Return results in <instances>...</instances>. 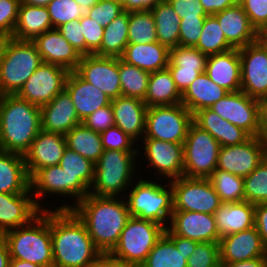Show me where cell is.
<instances>
[{"mask_svg":"<svg viewBox=\"0 0 267 267\" xmlns=\"http://www.w3.org/2000/svg\"><path fill=\"white\" fill-rule=\"evenodd\" d=\"M117 198L87 194L71 209L101 253L114 249L130 217L126 200Z\"/></svg>","mask_w":267,"mask_h":267,"instance_id":"cell-1","label":"cell"},{"mask_svg":"<svg viewBox=\"0 0 267 267\" xmlns=\"http://www.w3.org/2000/svg\"><path fill=\"white\" fill-rule=\"evenodd\" d=\"M53 267H89L101 253L72 210H51Z\"/></svg>","mask_w":267,"mask_h":267,"instance_id":"cell-2","label":"cell"},{"mask_svg":"<svg viewBox=\"0 0 267 267\" xmlns=\"http://www.w3.org/2000/svg\"><path fill=\"white\" fill-rule=\"evenodd\" d=\"M41 130L40 107L17 94L0 96V149L24 155Z\"/></svg>","mask_w":267,"mask_h":267,"instance_id":"cell-3","label":"cell"},{"mask_svg":"<svg viewBox=\"0 0 267 267\" xmlns=\"http://www.w3.org/2000/svg\"><path fill=\"white\" fill-rule=\"evenodd\" d=\"M11 259L53 267L51 210L42 211L30 223L5 232Z\"/></svg>","mask_w":267,"mask_h":267,"instance_id":"cell-4","label":"cell"},{"mask_svg":"<svg viewBox=\"0 0 267 267\" xmlns=\"http://www.w3.org/2000/svg\"><path fill=\"white\" fill-rule=\"evenodd\" d=\"M139 151L104 150L95 164L94 180L89 194L120 197L130 187L137 172ZM132 183V184H131Z\"/></svg>","mask_w":267,"mask_h":267,"instance_id":"cell-5","label":"cell"},{"mask_svg":"<svg viewBox=\"0 0 267 267\" xmlns=\"http://www.w3.org/2000/svg\"><path fill=\"white\" fill-rule=\"evenodd\" d=\"M153 181L140 178L134 186H130L132 189L126 192L128 195L122 197L126 200L130 216L151 220L166 228L174 211L173 190L169 180L166 185L162 181Z\"/></svg>","mask_w":267,"mask_h":267,"instance_id":"cell-6","label":"cell"},{"mask_svg":"<svg viewBox=\"0 0 267 267\" xmlns=\"http://www.w3.org/2000/svg\"><path fill=\"white\" fill-rule=\"evenodd\" d=\"M41 63L33 41L7 38L0 61V96L17 94Z\"/></svg>","mask_w":267,"mask_h":267,"instance_id":"cell-7","label":"cell"},{"mask_svg":"<svg viewBox=\"0 0 267 267\" xmlns=\"http://www.w3.org/2000/svg\"><path fill=\"white\" fill-rule=\"evenodd\" d=\"M165 229L163 225L154 221L130 216L110 254L125 265L140 267L165 233Z\"/></svg>","mask_w":267,"mask_h":267,"instance_id":"cell-8","label":"cell"},{"mask_svg":"<svg viewBox=\"0 0 267 267\" xmlns=\"http://www.w3.org/2000/svg\"><path fill=\"white\" fill-rule=\"evenodd\" d=\"M220 147L218 141L208 131L192 122L183 143V176L208 178L217 168Z\"/></svg>","mask_w":267,"mask_h":267,"instance_id":"cell-9","label":"cell"},{"mask_svg":"<svg viewBox=\"0 0 267 267\" xmlns=\"http://www.w3.org/2000/svg\"><path fill=\"white\" fill-rule=\"evenodd\" d=\"M192 122L193 114L182 103L147 107L143 138L183 144Z\"/></svg>","mask_w":267,"mask_h":267,"instance_id":"cell-10","label":"cell"},{"mask_svg":"<svg viewBox=\"0 0 267 267\" xmlns=\"http://www.w3.org/2000/svg\"><path fill=\"white\" fill-rule=\"evenodd\" d=\"M173 210L195 211L214 215L222 204L208 178L185 176L170 181Z\"/></svg>","mask_w":267,"mask_h":267,"instance_id":"cell-11","label":"cell"},{"mask_svg":"<svg viewBox=\"0 0 267 267\" xmlns=\"http://www.w3.org/2000/svg\"><path fill=\"white\" fill-rule=\"evenodd\" d=\"M68 74L61 66L42 62L17 95L41 107L65 89Z\"/></svg>","mask_w":267,"mask_h":267,"instance_id":"cell-12","label":"cell"},{"mask_svg":"<svg viewBox=\"0 0 267 267\" xmlns=\"http://www.w3.org/2000/svg\"><path fill=\"white\" fill-rule=\"evenodd\" d=\"M266 156L267 141L260 136L250 137L244 143L220 147L216 169L245 178Z\"/></svg>","mask_w":267,"mask_h":267,"instance_id":"cell-13","label":"cell"},{"mask_svg":"<svg viewBox=\"0 0 267 267\" xmlns=\"http://www.w3.org/2000/svg\"><path fill=\"white\" fill-rule=\"evenodd\" d=\"M241 91L252 98L267 96V46L257 40L239 48Z\"/></svg>","mask_w":267,"mask_h":267,"instance_id":"cell-14","label":"cell"},{"mask_svg":"<svg viewBox=\"0 0 267 267\" xmlns=\"http://www.w3.org/2000/svg\"><path fill=\"white\" fill-rule=\"evenodd\" d=\"M210 109L223 119L246 131L251 137L259 136L257 99L243 91L229 92Z\"/></svg>","mask_w":267,"mask_h":267,"instance_id":"cell-15","label":"cell"},{"mask_svg":"<svg viewBox=\"0 0 267 267\" xmlns=\"http://www.w3.org/2000/svg\"><path fill=\"white\" fill-rule=\"evenodd\" d=\"M75 72L103 91L111 100L121 94L119 58L83 55Z\"/></svg>","mask_w":267,"mask_h":267,"instance_id":"cell-16","label":"cell"},{"mask_svg":"<svg viewBox=\"0 0 267 267\" xmlns=\"http://www.w3.org/2000/svg\"><path fill=\"white\" fill-rule=\"evenodd\" d=\"M143 155L149 161L146 166L156 170L160 175L169 181L183 176L184 154L183 144L166 142L154 138L142 139Z\"/></svg>","mask_w":267,"mask_h":267,"instance_id":"cell-17","label":"cell"},{"mask_svg":"<svg viewBox=\"0 0 267 267\" xmlns=\"http://www.w3.org/2000/svg\"><path fill=\"white\" fill-rule=\"evenodd\" d=\"M166 228L174 235L196 242L220 241L215 217L208 213L174 210Z\"/></svg>","mask_w":267,"mask_h":267,"instance_id":"cell-18","label":"cell"},{"mask_svg":"<svg viewBox=\"0 0 267 267\" xmlns=\"http://www.w3.org/2000/svg\"><path fill=\"white\" fill-rule=\"evenodd\" d=\"M59 165L68 175L69 196L70 199L72 197L73 203L71 205H67V203L58 205L54 210H71L80 200L89 194L94 180L95 164L75 151L66 148Z\"/></svg>","mask_w":267,"mask_h":267,"instance_id":"cell-19","label":"cell"},{"mask_svg":"<svg viewBox=\"0 0 267 267\" xmlns=\"http://www.w3.org/2000/svg\"><path fill=\"white\" fill-rule=\"evenodd\" d=\"M66 148L64 135L41 129L23 155L29 177L39 169L59 165Z\"/></svg>","mask_w":267,"mask_h":267,"instance_id":"cell-20","label":"cell"},{"mask_svg":"<svg viewBox=\"0 0 267 267\" xmlns=\"http://www.w3.org/2000/svg\"><path fill=\"white\" fill-rule=\"evenodd\" d=\"M219 246L220 262H239L267 257V248L255 227L223 236L220 238Z\"/></svg>","mask_w":267,"mask_h":267,"instance_id":"cell-21","label":"cell"},{"mask_svg":"<svg viewBox=\"0 0 267 267\" xmlns=\"http://www.w3.org/2000/svg\"><path fill=\"white\" fill-rule=\"evenodd\" d=\"M41 212L32 193H0V236L30 223Z\"/></svg>","mask_w":267,"mask_h":267,"instance_id":"cell-22","label":"cell"},{"mask_svg":"<svg viewBox=\"0 0 267 267\" xmlns=\"http://www.w3.org/2000/svg\"><path fill=\"white\" fill-rule=\"evenodd\" d=\"M35 43L42 62L55 64L75 71L82 55L62 36L57 29H51L37 36Z\"/></svg>","mask_w":267,"mask_h":267,"instance_id":"cell-23","label":"cell"},{"mask_svg":"<svg viewBox=\"0 0 267 267\" xmlns=\"http://www.w3.org/2000/svg\"><path fill=\"white\" fill-rule=\"evenodd\" d=\"M40 119L41 129L61 135L67 134L72 128L82 123L65 89L48 104L40 107Z\"/></svg>","mask_w":267,"mask_h":267,"instance_id":"cell-24","label":"cell"},{"mask_svg":"<svg viewBox=\"0 0 267 267\" xmlns=\"http://www.w3.org/2000/svg\"><path fill=\"white\" fill-rule=\"evenodd\" d=\"M233 48H242L258 40V32L251 25L249 17L238 3L213 15Z\"/></svg>","mask_w":267,"mask_h":267,"instance_id":"cell-25","label":"cell"},{"mask_svg":"<svg viewBox=\"0 0 267 267\" xmlns=\"http://www.w3.org/2000/svg\"><path fill=\"white\" fill-rule=\"evenodd\" d=\"M115 126L132 138L136 143L145 135L147 105L144 100L119 96L111 100Z\"/></svg>","mask_w":267,"mask_h":267,"instance_id":"cell-26","label":"cell"},{"mask_svg":"<svg viewBox=\"0 0 267 267\" xmlns=\"http://www.w3.org/2000/svg\"><path fill=\"white\" fill-rule=\"evenodd\" d=\"M228 92L241 91V59L239 49L208 56L204 72Z\"/></svg>","mask_w":267,"mask_h":267,"instance_id":"cell-27","label":"cell"},{"mask_svg":"<svg viewBox=\"0 0 267 267\" xmlns=\"http://www.w3.org/2000/svg\"><path fill=\"white\" fill-rule=\"evenodd\" d=\"M65 90L70 95L81 122L99 108L111 103V99L103 91L83 80L75 71L69 72Z\"/></svg>","mask_w":267,"mask_h":267,"instance_id":"cell-28","label":"cell"},{"mask_svg":"<svg viewBox=\"0 0 267 267\" xmlns=\"http://www.w3.org/2000/svg\"><path fill=\"white\" fill-rule=\"evenodd\" d=\"M193 122L208 131L221 147L238 145L251 137L246 131L223 119L210 108L195 112Z\"/></svg>","mask_w":267,"mask_h":267,"instance_id":"cell-29","label":"cell"},{"mask_svg":"<svg viewBox=\"0 0 267 267\" xmlns=\"http://www.w3.org/2000/svg\"><path fill=\"white\" fill-rule=\"evenodd\" d=\"M219 237L254 227L255 205L247 201L222 203L214 213Z\"/></svg>","mask_w":267,"mask_h":267,"instance_id":"cell-30","label":"cell"},{"mask_svg":"<svg viewBox=\"0 0 267 267\" xmlns=\"http://www.w3.org/2000/svg\"><path fill=\"white\" fill-rule=\"evenodd\" d=\"M0 193H31L23 155L0 149Z\"/></svg>","mask_w":267,"mask_h":267,"instance_id":"cell-31","label":"cell"},{"mask_svg":"<svg viewBox=\"0 0 267 267\" xmlns=\"http://www.w3.org/2000/svg\"><path fill=\"white\" fill-rule=\"evenodd\" d=\"M120 59L149 73L166 69L169 49L161 43L128 44Z\"/></svg>","mask_w":267,"mask_h":267,"instance_id":"cell-32","label":"cell"},{"mask_svg":"<svg viewBox=\"0 0 267 267\" xmlns=\"http://www.w3.org/2000/svg\"><path fill=\"white\" fill-rule=\"evenodd\" d=\"M30 190L38 207L42 211L47 210L39 203V199L41 200L44 196L47 198L46 194H49L47 196L58 194L62 197H69L68 175L60 165L39 169L30 177Z\"/></svg>","mask_w":267,"mask_h":267,"instance_id":"cell-33","label":"cell"},{"mask_svg":"<svg viewBox=\"0 0 267 267\" xmlns=\"http://www.w3.org/2000/svg\"><path fill=\"white\" fill-rule=\"evenodd\" d=\"M229 92L218 86L205 73L199 75L182 94L181 103L194 114L210 108Z\"/></svg>","mask_w":267,"mask_h":267,"instance_id":"cell-34","label":"cell"},{"mask_svg":"<svg viewBox=\"0 0 267 267\" xmlns=\"http://www.w3.org/2000/svg\"><path fill=\"white\" fill-rule=\"evenodd\" d=\"M51 29H53L52 22L47 7L20 3L12 38L33 41L37 36Z\"/></svg>","mask_w":267,"mask_h":267,"instance_id":"cell-35","label":"cell"},{"mask_svg":"<svg viewBox=\"0 0 267 267\" xmlns=\"http://www.w3.org/2000/svg\"><path fill=\"white\" fill-rule=\"evenodd\" d=\"M182 94L177 89L170 71L166 68L150 73L144 103L147 107L181 103Z\"/></svg>","mask_w":267,"mask_h":267,"instance_id":"cell-36","label":"cell"},{"mask_svg":"<svg viewBox=\"0 0 267 267\" xmlns=\"http://www.w3.org/2000/svg\"><path fill=\"white\" fill-rule=\"evenodd\" d=\"M129 12L123 11L104 27L100 49L94 54L101 57L120 58L128 45Z\"/></svg>","mask_w":267,"mask_h":267,"instance_id":"cell-37","label":"cell"},{"mask_svg":"<svg viewBox=\"0 0 267 267\" xmlns=\"http://www.w3.org/2000/svg\"><path fill=\"white\" fill-rule=\"evenodd\" d=\"M64 136L67 148L94 164L97 163L104 152L100 133L87 128L83 123L72 128Z\"/></svg>","mask_w":267,"mask_h":267,"instance_id":"cell-38","label":"cell"},{"mask_svg":"<svg viewBox=\"0 0 267 267\" xmlns=\"http://www.w3.org/2000/svg\"><path fill=\"white\" fill-rule=\"evenodd\" d=\"M151 12L155 19L158 42L168 49L179 46V23L181 19L168 1H160Z\"/></svg>","mask_w":267,"mask_h":267,"instance_id":"cell-39","label":"cell"},{"mask_svg":"<svg viewBox=\"0 0 267 267\" xmlns=\"http://www.w3.org/2000/svg\"><path fill=\"white\" fill-rule=\"evenodd\" d=\"M140 267H187L186 256L165 235L157 241Z\"/></svg>","mask_w":267,"mask_h":267,"instance_id":"cell-40","label":"cell"},{"mask_svg":"<svg viewBox=\"0 0 267 267\" xmlns=\"http://www.w3.org/2000/svg\"><path fill=\"white\" fill-rule=\"evenodd\" d=\"M150 73L134 65L127 64L119 58V78L121 94L144 100L147 93Z\"/></svg>","mask_w":267,"mask_h":267,"instance_id":"cell-41","label":"cell"},{"mask_svg":"<svg viewBox=\"0 0 267 267\" xmlns=\"http://www.w3.org/2000/svg\"><path fill=\"white\" fill-rule=\"evenodd\" d=\"M222 203L241 202L244 196V178L215 169L208 177Z\"/></svg>","mask_w":267,"mask_h":267,"instance_id":"cell-42","label":"cell"},{"mask_svg":"<svg viewBox=\"0 0 267 267\" xmlns=\"http://www.w3.org/2000/svg\"><path fill=\"white\" fill-rule=\"evenodd\" d=\"M195 48L207 56L233 49L227 42L217 19L213 15L206 16L201 36Z\"/></svg>","mask_w":267,"mask_h":267,"instance_id":"cell-43","label":"cell"},{"mask_svg":"<svg viewBox=\"0 0 267 267\" xmlns=\"http://www.w3.org/2000/svg\"><path fill=\"white\" fill-rule=\"evenodd\" d=\"M128 44L157 42L155 19L151 11H130Z\"/></svg>","mask_w":267,"mask_h":267,"instance_id":"cell-44","label":"cell"},{"mask_svg":"<svg viewBox=\"0 0 267 267\" xmlns=\"http://www.w3.org/2000/svg\"><path fill=\"white\" fill-rule=\"evenodd\" d=\"M244 196L254 205L267 203V156L244 178Z\"/></svg>","mask_w":267,"mask_h":267,"instance_id":"cell-45","label":"cell"},{"mask_svg":"<svg viewBox=\"0 0 267 267\" xmlns=\"http://www.w3.org/2000/svg\"><path fill=\"white\" fill-rule=\"evenodd\" d=\"M52 28L87 16L90 8L78 5L74 0H53L47 6Z\"/></svg>","mask_w":267,"mask_h":267,"instance_id":"cell-46","label":"cell"},{"mask_svg":"<svg viewBox=\"0 0 267 267\" xmlns=\"http://www.w3.org/2000/svg\"><path fill=\"white\" fill-rule=\"evenodd\" d=\"M207 58L195 47L177 46L169 49L167 68H196V71H205Z\"/></svg>","mask_w":267,"mask_h":267,"instance_id":"cell-47","label":"cell"},{"mask_svg":"<svg viewBox=\"0 0 267 267\" xmlns=\"http://www.w3.org/2000/svg\"><path fill=\"white\" fill-rule=\"evenodd\" d=\"M219 242H198L187 259V267H220Z\"/></svg>","mask_w":267,"mask_h":267,"instance_id":"cell-48","label":"cell"},{"mask_svg":"<svg viewBox=\"0 0 267 267\" xmlns=\"http://www.w3.org/2000/svg\"><path fill=\"white\" fill-rule=\"evenodd\" d=\"M104 150L138 151L136 142L119 127L113 126L100 133ZM135 147V149H134Z\"/></svg>","mask_w":267,"mask_h":267,"instance_id":"cell-49","label":"cell"},{"mask_svg":"<svg viewBox=\"0 0 267 267\" xmlns=\"http://www.w3.org/2000/svg\"><path fill=\"white\" fill-rule=\"evenodd\" d=\"M124 11L122 3L115 0H100L88 12V17L106 27Z\"/></svg>","mask_w":267,"mask_h":267,"instance_id":"cell-50","label":"cell"},{"mask_svg":"<svg viewBox=\"0 0 267 267\" xmlns=\"http://www.w3.org/2000/svg\"><path fill=\"white\" fill-rule=\"evenodd\" d=\"M80 26L85 37V55H94L101 47L104 27L88 16L80 18Z\"/></svg>","mask_w":267,"mask_h":267,"instance_id":"cell-51","label":"cell"},{"mask_svg":"<svg viewBox=\"0 0 267 267\" xmlns=\"http://www.w3.org/2000/svg\"><path fill=\"white\" fill-rule=\"evenodd\" d=\"M20 0H0V35L12 37L20 7Z\"/></svg>","mask_w":267,"mask_h":267,"instance_id":"cell-52","label":"cell"},{"mask_svg":"<svg viewBox=\"0 0 267 267\" xmlns=\"http://www.w3.org/2000/svg\"><path fill=\"white\" fill-rule=\"evenodd\" d=\"M205 18H182L180 21L179 46L195 47L202 33Z\"/></svg>","mask_w":267,"mask_h":267,"instance_id":"cell-53","label":"cell"},{"mask_svg":"<svg viewBox=\"0 0 267 267\" xmlns=\"http://www.w3.org/2000/svg\"><path fill=\"white\" fill-rule=\"evenodd\" d=\"M239 4L259 32L267 24V0H239Z\"/></svg>","mask_w":267,"mask_h":267,"instance_id":"cell-54","label":"cell"},{"mask_svg":"<svg viewBox=\"0 0 267 267\" xmlns=\"http://www.w3.org/2000/svg\"><path fill=\"white\" fill-rule=\"evenodd\" d=\"M82 123L89 129L101 133L110 127L115 126V120L111 103L99 108L86 117Z\"/></svg>","mask_w":267,"mask_h":267,"instance_id":"cell-55","label":"cell"},{"mask_svg":"<svg viewBox=\"0 0 267 267\" xmlns=\"http://www.w3.org/2000/svg\"><path fill=\"white\" fill-rule=\"evenodd\" d=\"M57 30L82 56L85 55V37L80 26V19L62 24Z\"/></svg>","mask_w":267,"mask_h":267,"instance_id":"cell-56","label":"cell"},{"mask_svg":"<svg viewBox=\"0 0 267 267\" xmlns=\"http://www.w3.org/2000/svg\"><path fill=\"white\" fill-rule=\"evenodd\" d=\"M175 13L182 18H206L208 14L200 0H167Z\"/></svg>","mask_w":267,"mask_h":267,"instance_id":"cell-57","label":"cell"},{"mask_svg":"<svg viewBox=\"0 0 267 267\" xmlns=\"http://www.w3.org/2000/svg\"><path fill=\"white\" fill-rule=\"evenodd\" d=\"M177 89L181 94L190 86V84L205 71H196V68H167Z\"/></svg>","mask_w":267,"mask_h":267,"instance_id":"cell-58","label":"cell"},{"mask_svg":"<svg viewBox=\"0 0 267 267\" xmlns=\"http://www.w3.org/2000/svg\"><path fill=\"white\" fill-rule=\"evenodd\" d=\"M254 227L257 229L263 244L267 248V203L255 205Z\"/></svg>","mask_w":267,"mask_h":267,"instance_id":"cell-59","label":"cell"},{"mask_svg":"<svg viewBox=\"0 0 267 267\" xmlns=\"http://www.w3.org/2000/svg\"><path fill=\"white\" fill-rule=\"evenodd\" d=\"M176 246L177 250H181L186 259L191 256L198 242L188 238H183L172 234L167 228L164 233Z\"/></svg>","mask_w":267,"mask_h":267,"instance_id":"cell-60","label":"cell"},{"mask_svg":"<svg viewBox=\"0 0 267 267\" xmlns=\"http://www.w3.org/2000/svg\"><path fill=\"white\" fill-rule=\"evenodd\" d=\"M208 15H214L239 3V0H200Z\"/></svg>","mask_w":267,"mask_h":267,"instance_id":"cell-61","label":"cell"},{"mask_svg":"<svg viewBox=\"0 0 267 267\" xmlns=\"http://www.w3.org/2000/svg\"><path fill=\"white\" fill-rule=\"evenodd\" d=\"M162 0H125L122 3L125 11H151Z\"/></svg>","mask_w":267,"mask_h":267,"instance_id":"cell-62","label":"cell"},{"mask_svg":"<svg viewBox=\"0 0 267 267\" xmlns=\"http://www.w3.org/2000/svg\"><path fill=\"white\" fill-rule=\"evenodd\" d=\"M89 267H130L110 253H100Z\"/></svg>","mask_w":267,"mask_h":267,"instance_id":"cell-63","label":"cell"},{"mask_svg":"<svg viewBox=\"0 0 267 267\" xmlns=\"http://www.w3.org/2000/svg\"><path fill=\"white\" fill-rule=\"evenodd\" d=\"M258 112H259V136L267 141V96L259 98Z\"/></svg>","mask_w":267,"mask_h":267,"instance_id":"cell-64","label":"cell"},{"mask_svg":"<svg viewBox=\"0 0 267 267\" xmlns=\"http://www.w3.org/2000/svg\"><path fill=\"white\" fill-rule=\"evenodd\" d=\"M220 267H267V257H257L239 262H221Z\"/></svg>","mask_w":267,"mask_h":267,"instance_id":"cell-65","label":"cell"},{"mask_svg":"<svg viewBox=\"0 0 267 267\" xmlns=\"http://www.w3.org/2000/svg\"><path fill=\"white\" fill-rule=\"evenodd\" d=\"M10 259L8 244L3 236H0V267H9Z\"/></svg>","mask_w":267,"mask_h":267,"instance_id":"cell-66","label":"cell"},{"mask_svg":"<svg viewBox=\"0 0 267 267\" xmlns=\"http://www.w3.org/2000/svg\"><path fill=\"white\" fill-rule=\"evenodd\" d=\"M9 267H43L24 260L10 259Z\"/></svg>","mask_w":267,"mask_h":267,"instance_id":"cell-67","label":"cell"},{"mask_svg":"<svg viewBox=\"0 0 267 267\" xmlns=\"http://www.w3.org/2000/svg\"><path fill=\"white\" fill-rule=\"evenodd\" d=\"M22 4L46 7L53 0H20Z\"/></svg>","mask_w":267,"mask_h":267,"instance_id":"cell-68","label":"cell"},{"mask_svg":"<svg viewBox=\"0 0 267 267\" xmlns=\"http://www.w3.org/2000/svg\"><path fill=\"white\" fill-rule=\"evenodd\" d=\"M74 1L80 6H85L91 9L100 0H74Z\"/></svg>","mask_w":267,"mask_h":267,"instance_id":"cell-69","label":"cell"},{"mask_svg":"<svg viewBox=\"0 0 267 267\" xmlns=\"http://www.w3.org/2000/svg\"><path fill=\"white\" fill-rule=\"evenodd\" d=\"M258 40L267 44V24L258 32Z\"/></svg>","mask_w":267,"mask_h":267,"instance_id":"cell-70","label":"cell"},{"mask_svg":"<svg viewBox=\"0 0 267 267\" xmlns=\"http://www.w3.org/2000/svg\"><path fill=\"white\" fill-rule=\"evenodd\" d=\"M6 41H7V37L0 35V61H1V56H2L3 48L5 46Z\"/></svg>","mask_w":267,"mask_h":267,"instance_id":"cell-71","label":"cell"},{"mask_svg":"<svg viewBox=\"0 0 267 267\" xmlns=\"http://www.w3.org/2000/svg\"><path fill=\"white\" fill-rule=\"evenodd\" d=\"M115 1H118V2H121V3H123L125 0H115Z\"/></svg>","mask_w":267,"mask_h":267,"instance_id":"cell-72","label":"cell"}]
</instances>
